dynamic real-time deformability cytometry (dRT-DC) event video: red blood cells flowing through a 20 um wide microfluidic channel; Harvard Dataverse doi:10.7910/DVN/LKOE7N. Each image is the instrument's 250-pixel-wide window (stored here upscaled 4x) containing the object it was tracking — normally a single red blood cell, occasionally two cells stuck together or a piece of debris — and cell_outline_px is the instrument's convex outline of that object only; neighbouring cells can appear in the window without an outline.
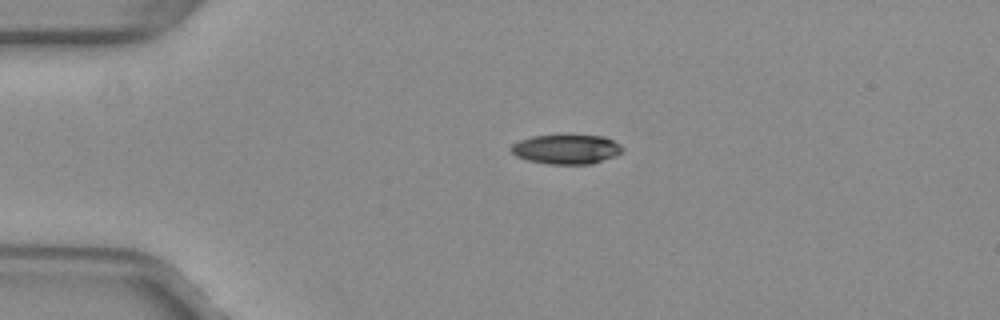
{"species": "common noctule bat (a hibernating species)", "species_latin": "Nyctalus noctula", "temperature_condition": "warm", "stored_images_in_passage": 42, "camera_frame_rate_fps": 3000, "um_per_image_px": 0.085, "animal": {"sex": "female", "body_mass_g": 29.2, "forearm_length_mm": 56.3}, "frame": {"image": 1, "passage_image": 1, "time_ms": 0.0, "image_size_px": [1000, 320], "cell_outline_px": [[624, 152], [592, 164], [548, 164], [528, 160], [516, 156], [508, 148], [512, 144], [520, 140], [532, 136], [568, 132], [604, 136], [620, 144], [624, 148]], "centroid_in_image_um": [48.15, 12.63], "position_along_channel_um": 36.9, "area_um2": 20.06}}
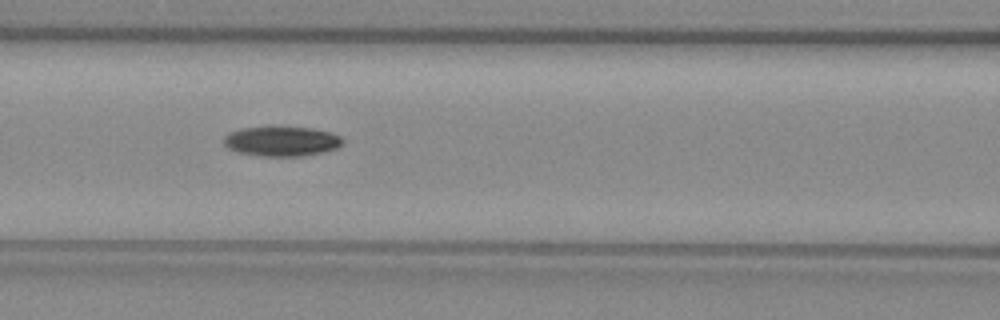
{"frame": {"image": 2, "passage_image": 12, "time_ms": 3.667, "image_size_px": [1000, 320], "cell_outline_px": [[344, 144], [336, 148], [324, 152], [300, 156], [260, 156], [236, 152], [228, 148], [224, 144], [224, 136], [240, 128], [272, 124], [280, 124], [312, 128], [332, 132], [340, 136], [344, 140]], "centroid_in_image_um": [23.94, 11.96], "position_along_channel_um": 142.7, "area_um2": 21.62}}
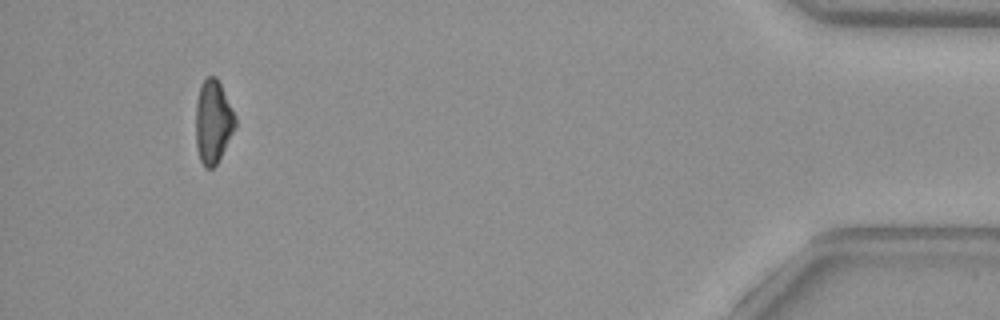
{"frame": {"image": 3, "passage_image": 38, "time_ms": 12.333, "image_size_px": [1000, 320], "cell_outline_px": [[236, 128], [216, 164], [212, 168], [204, 168], [200, 160], [196, 148], [196, 100], [200, 84], [208, 76], [216, 76], [236, 116]], "centroid_in_image_um": [18.1, 10.35], "position_along_channel_um": 417.1, "area_um2": 19.25}, "authors_computed_cell_mechanics": {"area_um2": 20.4034, "velocity_mm_per_s": 3.9972, "shape_relaxation_time_tau1_ms": 5.7699, "shape_relaxation_time_tau2_ms": null, "deformation_change_tau1": 0.1522, "deformation_change_tau2": null}}